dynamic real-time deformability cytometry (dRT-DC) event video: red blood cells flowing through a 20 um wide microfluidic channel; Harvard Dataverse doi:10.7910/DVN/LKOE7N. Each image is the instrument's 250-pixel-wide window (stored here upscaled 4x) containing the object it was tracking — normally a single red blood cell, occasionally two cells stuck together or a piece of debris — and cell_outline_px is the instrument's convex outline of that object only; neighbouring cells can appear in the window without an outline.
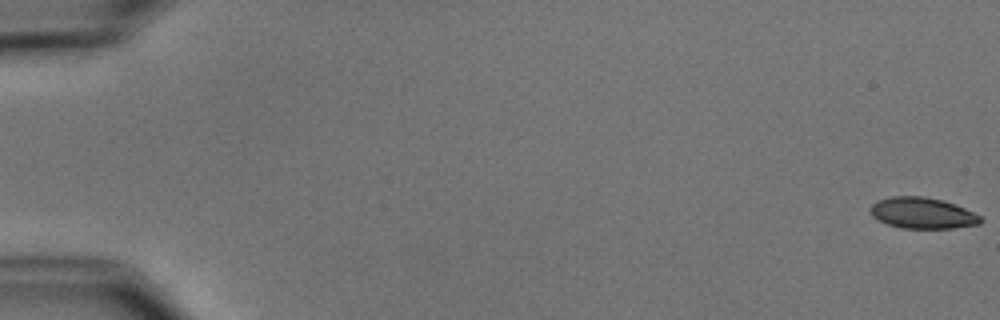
{"species": "common noctule bat (a hibernating species)", "species_latin": "Nyctalus noctula", "temperature_condition": "cold", "stored_images_in_passage": 6, "camera_frame_rate_fps": 3000, "um_per_image_px": 0.085, "animal": {"sex": "male", "body_mass_g": 15.6}, "frame": {"image": 1, "passage_image": 1, "time_ms": 0.0, "image_size_px": [1000, 320], "cell_outline_px": [[984, 220], [980, 224], [952, 228], [900, 228], [888, 224], [872, 216], [868, 208], [876, 200], [892, 196], [924, 196], [944, 200], [956, 204], [980, 216]], "centroid_in_image_um": [78.4, 18.1], "position_along_channel_um": 6.6, "area_um2": 20.11}}
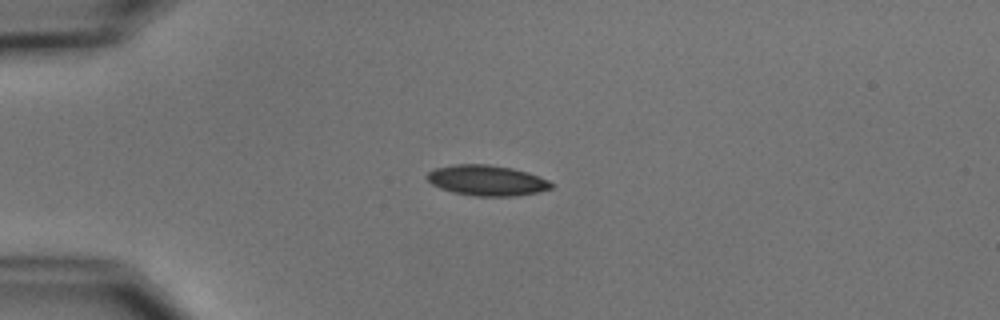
{"frame": {"image": 2, "passage_image": 5, "time_ms": 4.667, "image_size_px": [1000, 320], "cell_outline_px": [[556, 184], [552, 188], [536, 192], [516, 196], [476, 196], [452, 192], [440, 188], [432, 184], [424, 176], [432, 168], [456, 164], [488, 164], [512, 168], [528, 172], [548, 180]], "centroid_in_image_um": [41.36, 15.33], "position_along_channel_um": 43.6, "area_um2": 22.25}}